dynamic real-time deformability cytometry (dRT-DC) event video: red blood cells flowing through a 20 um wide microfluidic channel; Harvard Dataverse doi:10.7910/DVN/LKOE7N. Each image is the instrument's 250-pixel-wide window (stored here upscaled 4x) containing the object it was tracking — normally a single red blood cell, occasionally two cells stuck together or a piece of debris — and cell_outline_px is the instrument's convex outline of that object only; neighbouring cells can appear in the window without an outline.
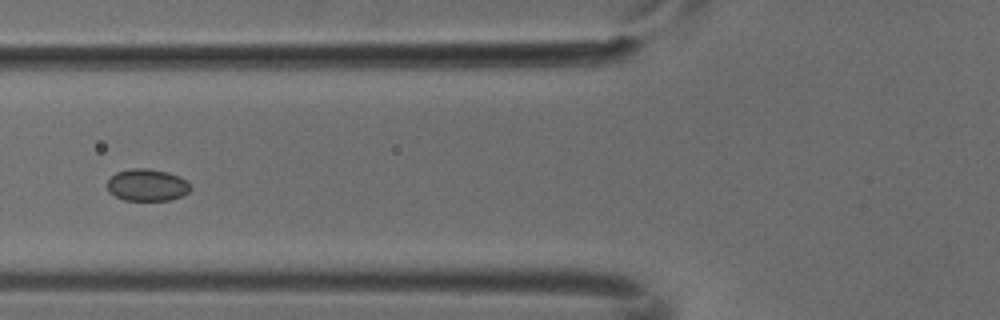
{"species": "common noctule bat (a hibernating species)", "species_latin": "Nyctalus noctula", "temperature_condition": "cold", "stored_images_in_passage": 8, "camera_frame_rate_fps": 3000, "um_per_image_px": 0.085, "animal": {"sex": "male", "body_mass_g": 18.8}, "frame": {"image": 1, "passage_image": 6, "time_ms": 1.667, "image_size_px": [1000, 320], "cell_outline_px": [[192, 188], [188, 192], [180, 196], [168, 200], [124, 200], [108, 192], [108, 180], [116, 172], [132, 168], [148, 168], [168, 172], [180, 176], [192, 184]], "centroid_in_image_um": [12.53, 15.71], "position_along_channel_um": 113.3, "area_um2": 15.61}}
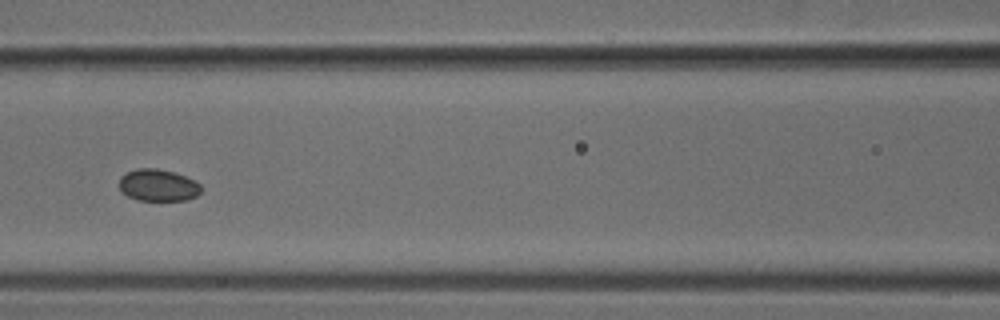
{"frame": {"image": 2, "passage_image": 7, "time_ms": 2.0, "image_size_px": [1000, 320], "cell_outline_px": [[204, 188], [196, 196], [184, 200], [136, 200], [128, 196], [120, 188], [120, 176], [136, 168], [156, 168], [172, 172], [184, 176], [200, 184]], "centroid_in_image_um": [13.44, 15.74], "position_along_channel_um": 153.2, "area_um2": 15.09}}
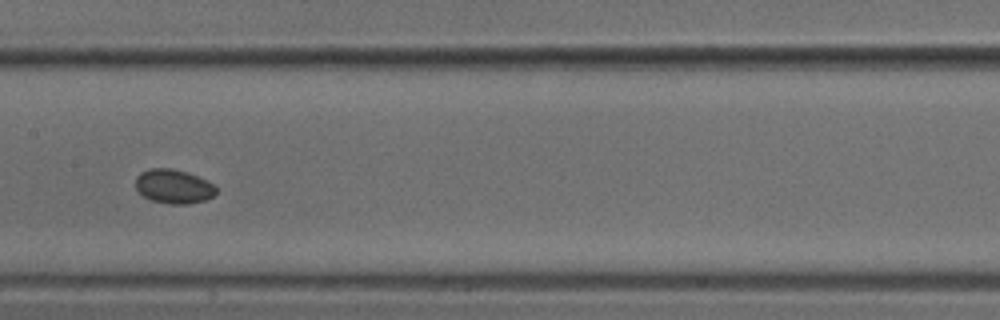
{"frame": {"image": 3, "passage_image": 8, "time_ms": 2.333, "image_size_px": [1000, 320], "cell_outline_px": [[216, 192], [212, 196], [204, 200], [188, 204], [168, 204], [152, 200], [144, 196], [136, 188], [136, 176], [140, 172], [148, 168], [172, 168], [188, 172], [212, 184], [216, 188]], "centroid_in_image_um": [14.72, 15.83], "position_along_channel_um": 192.7, "area_um2": 15.9}}